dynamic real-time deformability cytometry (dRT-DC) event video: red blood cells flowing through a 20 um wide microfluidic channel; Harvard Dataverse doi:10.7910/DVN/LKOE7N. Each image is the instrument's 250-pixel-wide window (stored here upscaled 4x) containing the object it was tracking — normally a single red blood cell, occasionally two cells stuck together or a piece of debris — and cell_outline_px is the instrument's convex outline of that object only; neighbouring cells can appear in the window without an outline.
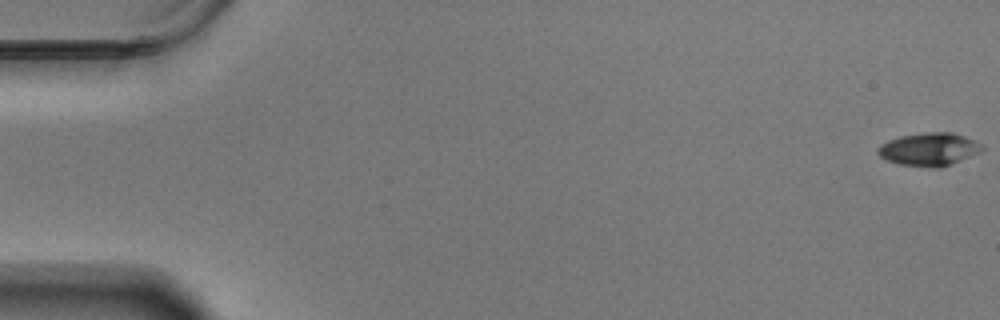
{"species": "Egyptian fruit bat (a non-hibernating species)", "species_latin": "Rousettus aegyptiacus", "temperature_condition": "warm", "stored_images_in_passage": 59, "camera_frame_rate_fps": 3000, "um_per_image_px": 0.085, "animal": {"sex": "male"}, "frame": {"image": 1, "passage_image": 1, "time_ms": 0.0, "image_size_px": [1000, 320], "cell_outline_px": [[984, 148], [980, 152], [952, 164], [940, 168], [932, 168], [900, 164], [888, 160], [880, 156], [876, 152], [876, 148], [880, 144], [888, 140], [900, 136], [928, 132], [952, 132], [964, 136], [980, 144]], "centroid_in_image_um": [78.95, 12.69], "position_along_channel_um": 6.1, "area_um2": 20.0}}
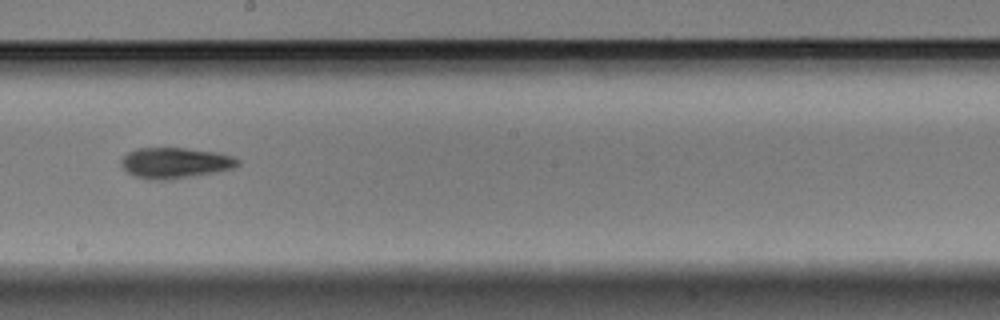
{"frame": {"image": 2, "passage_image": 34, "time_ms": 11.0, "image_size_px": [1000, 320], "cell_outline_px": [[240, 164], [232, 168], [216, 172], [168, 180], [152, 180], [136, 176], [128, 172], [120, 164], [120, 160], [128, 152], [136, 148], [184, 148], [216, 152], [232, 156], [240, 160]], "centroid_in_image_um": [14.88, 13.84], "position_along_channel_um": 233.3, "area_um2": 20.81}}
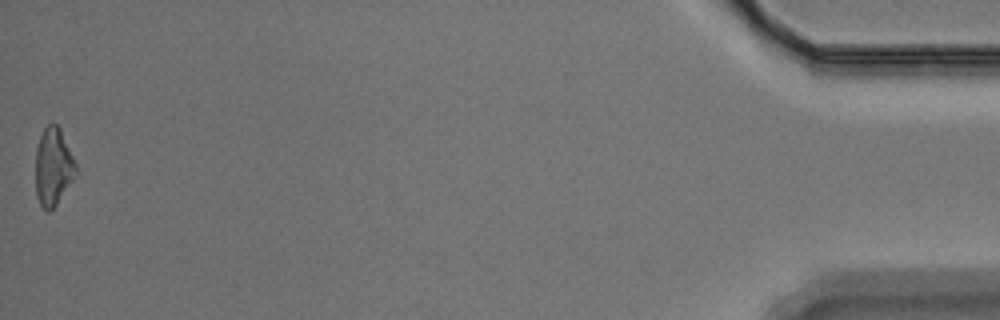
{"frame": {"image": 3, "passage_image": 59, "time_ms": 19.333, "image_size_px": [1000, 320], "cell_outline_px": [[76, 176], [56, 204], [48, 212], [40, 204], [36, 196], [36, 148], [40, 136], [44, 128], [48, 124], [56, 124], [60, 128], [76, 164]], "centroid_in_image_um": [4.52, 14.17], "position_along_channel_um": 430.7, "area_um2": 18.03}, "authors_computed_cell_mechanics": {"area_um2": 19.8832, "velocity_mm_per_s": 3.4959, "shape_relaxation_time_tau1_ms": 6.0575, "shape_relaxation_time_tau2_ms": null, "deformation_change_tau1": 0.1458, "deformation_change_tau2": null}}